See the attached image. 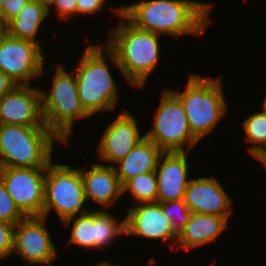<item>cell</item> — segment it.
I'll return each instance as SVG.
<instances>
[{
    "label": "cell",
    "mask_w": 266,
    "mask_h": 266,
    "mask_svg": "<svg viewBox=\"0 0 266 266\" xmlns=\"http://www.w3.org/2000/svg\"><path fill=\"white\" fill-rule=\"evenodd\" d=\"M213 5L197 0H139L121 5L120 14L138 29L176 39L203 35L212 22Z\"/></svg>",
    "instance_id": "6da1fadb"
},
{
    "label": "cell",
    "mask_w": 266,
    "mask_h": 266,
    "mask_svg": "<svg viewBox=\"0 0 266 266\" xmlns=\"http://www.w3.org/2000/svg\"><path fill=\"white\" fill-rule=\"evenodd\" d=\"M111 10L120 22L109 30L105 45L115 54L130 87L142 88L159 64L161 35L134 27L120 14V7Z\"/></svg>",
    "instance_id": "7a4b0ae2"
},
{
    "label": "cell",
    "mask_w": 266,
    "mask_h": 266,
    "mask_svg": "<svg viewBox=\"0 0 266 266\" xmlns=\"http://www.w3.org/2000/svg\"><path fill=\"white\" fill-rule=\"evenodd\" d=\"M81 56L75 62L73 71L83 109L90 117L98 112L100 114V111L114 112L119 101V86L112 76L108 62L121 73L115 54L105 43L100 46L89 43Z\"/></svg>",
    "instance_id": "3957f363"
},
{
    "label": "cell",
    "mask_w": 266,
    "mask_h": 266,
    "mask_svg": "<svg viewBox=\"0 0 266 266\" xmlns=\"http://www.w3.org/2000/svg\"><path fill=\"white\" fill-rule=\"evenodd\" d=\"M54 142L62 144L47 126L0 124V168H46Z\"/></svg>",
    "instance_id": "277c9868"
},
{
    "label": "cell",
    "mask_w": 266,
    "mask_h": 266,
    "mask_svg": "<svg viewBox=\"0 0 266 266\" xmlns=\"http://www.w3.org/2000/svg\"><path fill=\"white\" fill-rule=\"evenodd\" d=\"M184 91L171 90L181 101L192 135L201 141L228 112L221 78L189 75Z\"/></svg>",
    "instance_id": "5b68a950"
},
{
    "label": "cell",
    "mask_w": 266,
    "mask_h": 266,
    "mask_svg": "<svg viewBox=\"0 0 266 266\" xmlns=\"http://www.w3.org/2000/svg\"><path fill=\"white\" fill-rule=\"evenodd\" d=\"M49 70L54 71L50 90L40 88L42 116L46 126L67 144L74 131V121L90 116L80 103L75 72L67 71L59 62L52 64Z\"/></svg>",
    "instance_id": "8992f818"
},
{
    "label": "cell",
    "mask_w": 266,
    "mask_h": 266,
    "mask_svg": "<svg viewBox=\"0 0 266 266\" xmlns=\"http://www.w3.org/2000/svg\"><path fill=\"white\" fill-rule=\"evenodd\" d=\"M84 196L81 168L50 162L46 167L43 215L53 210L62 223L68 218L88 212ZM84 207V208H83Z\"/></svg>",
    "instance_id": "52a82bcc"
},
{
    "label": "cell",
    "mask_w": 266,
    "mask_h": 266,
    "mask_svg": "<svg viewBox=\"0 0 266 266\" xmlns=\"http://www.w3.org/2000/svg\"><path fill=\"white\" fill-rule=\"evenodd\" d=\"M153 115L151 130L145 137L153 141L163 152H189L199 141L192 135L184 107L180 99L165 89ZM187 149V150H186Z\"/></svg>",
    "instance_id": "ba28073f"
},
{
    "label": "cell",
    "mask_w": 266,
    "mask_h": 266,
    "mask_svg": "<svg viewBox=\"0 0 266 266\" xmlns=\"http://www.w3.org/2000/svg\"><path fill=\"white\" fill-rule=\"evenodd\" d=\"M43 47L6 34L0 40V70L17 85H32L45 71Z\"/></svg>",
    "instance_id": "9c48e42d"
},
{
    "label": "cell",
    "mask_w": 266,
    "mask_h": 266,
    "mask_svg": "<svg viewBox=\"0 0 266 266\" xmlns=\"http://www.w3.org/2000/svg\"><path fill=\"white\" fill-rule=\"evenodd\" d=\"M44 216L24 217L14 225L13 252L28 264L49 265L58 258V249L52 241Z\"/></svg>",
    "instance_id": "30bf717a"
},
{
    "label": "cell",
    "mask_w": 266,
    "mask_h": 266,
    "mask_svg": "<svg viewBox=\"0 0 266 266\" xmlns=\"http://www.w3.org/2000/svg\"><path fill=\"white\" fill-rule=\"evenodd\" d=\"M46 168H0V179L25 216H42Z\"/></svg>",
    "instance_id": "8fae6325"
},
{
    "label": "cell",
    "mask_w": 266,
    "mask_h": 266,
    "mask_svg": "<svg viewBox=\"0 0 266 266\" xmlns=\"http://www.w3.org/2000/svg\"><path fill=\"white\" fill-rule=\"evenodd\" d=\"M106 126L96 148L98 159L105 162V165L108 163L107 165L113 166L145 138V134H141L137 118L124 108Z\"/></svg>",
    "instance_id": "7c38bea8"
},
{
    "label": "cell",
    "mask_w": 266,
    "mask_h": 266,
    "mask_svg": "<svg viewBox=\"0 0 266 266\" xmlns=\"http://www.w3.org/2000/svg\"><path fill=\"white\" fill-rule=\"evenodd\" d=\"M126 215V236L148 240H163L171 243V250L177 242L178 233L165 216L160 202L139 203L130 206Z\"/></svg>",
    "instance_id": "4fadbf2b"
},
{
    "label": "cell",
    "mask_w": 266,
    "mask_h": 266,
    "mask_svg": "<svg viewBox=\"0 0 266 266\" xmlns=\"http://www.w3.org/2000/svg\"><path fill=\"white\" fill-rule=\"evenodd\" d=\"M0 124L46 126L41 109L40 88L16 85L0 99Z\"/></svg>",
    "instance_id": "5bb4252c"
},
{
    "label": "cell",
    "mask_w": 266,
    "mask_h": 266,
    "mask_svg": "<svg viewBox=\"0 0 266 266\" xmlns=\"http://www.w3.org/2000/svg\"><path fill=\"white\" fill-rule=\"evenodd\" d=\"M183 201L191 213L218 215L228 221L233 211L232 199L214 176L191 178Z\"/></svg>",
    "instance_id": "9a60e30c"
},
{
    "label": "cell",
    "mask_w": 266,
    "mask_h": 266,
    "mask_svg": "<svg viewBox=\"0 0 266 266\" xmlns=\"http://www.w3.org/2000/svg\"><path fill=\"white\" fill-rule=\"evenodd\" d=\"M188 156V152H164L160 156L155 169L157 202L165 203L184 199L190 180Z\"/></svg>",
    "instance_id": "2e32d148"
},
{
    "label": "cell",
    "mask_w": 266,
    "mask_h": 266,
    "mask_svg": "<svg viewBox=\"0 0 266 266\" xmlns=\"http://www.w3.org/2000/svg\"><path fill=\"white\" fill-rule=\"evenodd\" d=\"M86 202L91 201L107 210L115 205L122 194L123 188L114 166L93 162L89 169H81Z\"/></svg>",
    "instance_id": "e0dca14e"
},
{
    "label": "cell",
    "mask_w": 266,
    "mask_h": 266,
    "mask_svg": "<svg viewBox=\"0 0 266 266\" xmlns=\"http://www.w3.org/2000/svg\"><path fill=\"white\" fill-rule=\"evenodd\" d=\"M225 217L211 214L191 213L189 221L178 232L179 249H195L214 242L227 228Z\"/></svg>",
    "instance_id": "ac0fdd59"
},
{
    "label": "cell",
    "mask_w": 266,
    "mask_h": 266,
    "mask_svg": "<svg viewBox=\"0 0 266 266\" xmlns=\"http://www.w3.org/2000/svg\"><path fill=\"white\" fill-rule=\"evenodd\" d=\"M163 153L153 141L143 138L126 157L113 165L121 185L137 175L155 171Z\"/></svg>",
    "instance_id": "d6986e66"
},
{
    "label": "cell",
    "mask_w": 266,
    "mask_h": 266,
    "mask_svg": "<svg viewBox=\"0 0 266 266\" xmlns=\"http://www.w3.org/2000/svg\"><path fill=\"white\" fill-rule=\"evenodd\" d=\"M49 16L48 6L41 0H29L25 7L6 24L7 34L11 37L38 43V32Z\"/></svg>",
    "instance_id": "ffe728a7"
},
{
    "label": "cell",
    "mask_w": 266,
    "mask_h": 266,
    "mask_svg": "<svg viewBox=\"0 0 266 266\" xmlns=\"http://www.w3.org/2000/svg\"><path fill=\"white\" fill-rule=\"evenodd\" d=\"M93 221L95 222V250H102L109 246V244H113L112 242L121 235L126 236L125 215L123 220L119 221L108 209H95L93 210Z\"/></svg>",
    "instance_id": "44dd1931"
},
{
    "label": "cell",
    "mask_w": 266,
    "mask_h": 266,
    "mask_svg": "<svg viewBox=\"0 0 266 266\" xmlns=\"http://www.w3.org/2000/svg\"><path fill=\"white\" fill-rule=\"evenodd\" d=\"M241 125L246 142L253 144L247 148L248 152L261 163L266 159V114L258 111L242 121Z\"/></svg>",
    "instance_id": "7402d4cb"
},
{
    "label": "cell",
    "mask_w": 266,
    "mask_h": 266,
    "mask_svg": "<svg viewBox=\"0 0 266 266\" xmlns=\"http://www.w3.org/2000/svg\"><path fill=\"white\" fill-rule=\"evenodd\" d=\"M61 224L66 227L72 224L68 245L74 244L87 250H94L95 222L93 221V210L68 218Z\"/></svg>",
    "instance_id": "603a6c76"
},
{
    "label": "cell",
    "mask_w": 266,
    "mask_h": 266,
    "mask_svg": "<svg viewBox=\"0 0 266 266\" xmlns=\"http://www.w3.org/2000/svg\"><path fill=\"white\" fill-rule=\"evenodd\" d=\"M123 194L128 191L135 202L139 203L157 202V178L155 171L137 175L129 179L123 186Z\"/></svg>",
    "instance_id": "cb8c5ba5"
},
{
    "label": "cell",
    "mask_w": 266,
    "mask_h": 266,
    "mask_svg": "<svg viewBox=\"0 0 266 266\" xmlns=\"http://www.w3.org/2000/svg\"><path fill=\"white\" fill-rule=\"evenodd\" d=\"M165 216L178 233L189 221L191 212L183 200H173L161 203Z\"/></svg>",
    "instance_id": "d4e9b609"
},
{
    "label": "cell",
    "mask_w": 266,
    "mask_h": 266,
    "mask_svg": "<svg viewBox=\"0 0 266 266\" xmlns=\"http://www.w3.org/2000/svg\"><path fill=\"white\" fill-rule=\"evenodd\" d=\"M24 217L25 216L16 207L13 199L6 191V188L0 179V220L15 225Z\"/></svg>",
    "instance_id": "484cf974"
},
{
    "label": "cell",
    "mask_w": 266,
    "mask_h": 266,
    "mask_svg": "<svg viewBox=\"0 0 266 266\" xmlns=\"http://www.w3.org/2000/svg\"><path fill=\"white\" fill-rule=\"evenodd\" d=\"M13 230L14 224L0 220V261L13 255Z\"/></svg>",
    "instance_id": "4316f807"
},
{
    "label": "cell",
    "mask_w": 266,
    "mask_h": 266,
    "mask_svg": "<svg viewBox=\"0 0 266 266\" xmlns=\"http://www.w3.org/2000/svg\"><path fill=\"white\" fill-rule=\"evenodd\" d=\"M48 13H52V9H55L54 14L59 15V19L63 21H70L71 16L77 15L76 0H50L47 3ZM54 6V8H52Z\"/></svg>",
    "instance_id": "83f0119b"
},
{
    "label": "cell",
    "mask_w": 266,
    "mask_h": 266,
    "mask_svg": "<svg viewBox=\"0 0 266 266\" xmlns=\"http://www.w3.org/2000/svg\"><path fill=\"white\" fill-rule=\"evenodd\" d=\"M4 4L0 16L7 24L25 7L29 0H3Z\"/></svg>",
    "instance_id": "f1b7e54d"
},
{
    "label": "cell",
    "mask_w": 266,
    "mask_h": 266,
    "mask_svg": "<svg viewBox=\"0 0 266 266\" xmlns=\"http://www.w3.org/2000/svg\"><path fill=\"white\" fill-rule=\"evenodd\" d=\"M107 0H76L77 15H95L105 7Z\"/></svg>",
    "instance_id": "f546056e"
},
{
    "label": "cell",
    "mask_w": 266,
    "mask_h": 266,
    "mask_svg": "<svg viewBox=\"0 0 266 266\" xmlns=\"http://www.w3.org/2000/svg\"><path fill=\"white\" fill-rule=\"evenodd\" d=\"M17 84L0 70V99L11 91Z\"/></svg>",
    "instance_id": "4dcf8cb0"
},
{
    "label": "cell",
    "mask_w": 266,
    "mask_h": 266,
    "mask_svg": "<svg viewBox=\"0 0 266 266\" xmlns=\"http://www.w3.org/2000/svg\"><path fill=\"white\" fill-rule=\"evenodd\" d=\"M7 34V26L3 18L0 16V40Z\"/></svg>",
    "instance_id": "1f68e13d"
},
{
    "label": "cell",
    "mask_w": 266,
    "mask_h": 266,
    "mask_svg": "<svg viewBox=\"0 0 266 266\" xmlns=\"http://www.w3.org/2000/svg\"><path fill=\"white\" fill-rule=\"evenodd\" d=\"M93 266H123V265H121V263L120 264H114V263H111L109 261L103 260L102 262L97 263L96 265H93Z\"/></svg>",
    "instance_id": "d6a6232c"
},
{
    "label": "cell",
    "mask_w": 266,
    "mask_h": 266,
    "mask_svg": "<svg viewBox=\"0 0 266 266\" xmlns=\"http://www.w3.org/2000/svg\"><path fill=\"white\" fill-rule=\"evenodd\" d=\"M263 108H262V112L264 113V114H266V95H265V98L263 99Z\"/></svg>",
    "instance_id": "836d02e7"
},
{
    "label": "cell",
    "mask_w": 266,
    "mask_h": 266,
    "mask_svg": "<svg viewBox=\"0 0 266 266\" xmlns=\"http://www.w3.org/2000/svg\"><path fill=\"white\" fill-rule=\"evenodd\" d=\"M3 4H4V1L0 0V14H1V11H2Z\"/></svg>",
    "instance_id": "e575fe53"
},
{
    "label": "cell",
    "mask_w": 266,
    "mask_h": 266,
    "mask_svg": "<svg viewBox=\"0 0 266 266\" xmlns=\"http://www.w3.org/2000/svg\"><path fill=\"white\" fill-rule=\"evenodd\" d=\"M261 165H262L263 167H265V169H266V159H264V160L261 162Z\"/></svg>",
    "instance_id": "d590c367"
},
{
    "label": "cell",
    "mask_w": 266,
    "mask_h": 266,
    "mask_svg": "<svg viewBox=\"0 0 266 266\" xmlns=\"http://www.w3.org/2000/svg\"><path fill=\"white\" fill-rule=\"evenodd\" d=\"M41 1L47 4L50 0H41Z\"/></svg>",
    "instance_id": "8d00e7d4"
},
{
    "label": "cell",
    "mask_w": 266,
    "mask_h": 266,
    "mask_svg": "<svg viewBox=\"0 0 266 266\" xmlns=\"http://www.w3.org/2000/svg\"><path fill=\"white\" fill-rule=\"evenodd\" d=\"M212 264H209V266H215V262H211Z\"/></svg>",
    "instance_id": "74e56055"
}]
</instances>
